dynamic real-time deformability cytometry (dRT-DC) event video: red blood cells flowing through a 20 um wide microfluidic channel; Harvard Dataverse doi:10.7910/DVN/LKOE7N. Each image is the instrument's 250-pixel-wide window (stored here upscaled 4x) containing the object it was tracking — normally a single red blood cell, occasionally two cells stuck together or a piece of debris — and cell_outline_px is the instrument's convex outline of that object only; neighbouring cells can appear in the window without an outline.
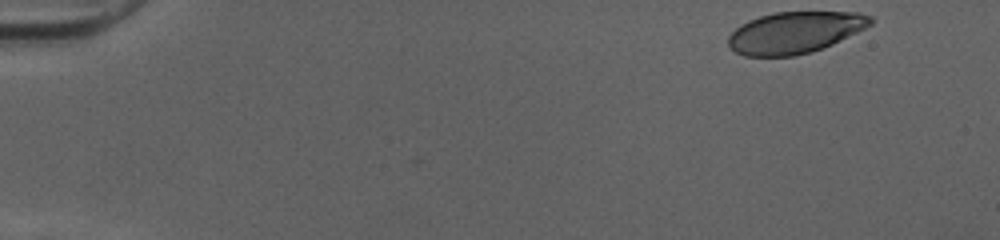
{"species": "human", "species_latin": "Homo sapiens", "temperature_condition": "cold", "stored_images_in_passage": 9, "camera_frame_rate_fps": 3000, "um_per_image_px": 0.085, "donor": {"sex": "female"}, "frame": {"image": 1, "passage_image": 1, "time_ms": 0.0, "image_size_px": [1000, 240], "cell_outline_px": [[872, 24], [832, 44], [812, 52], [792, 56], [744, 56], [736, 52], [728, 44], [728, 36], [740, 24], [748, 20], [772, 12], [860, 12], [872, 16]], "centroid_in_image_um": [67.54, 2.75], "position_along_channel_um": 17.5, "area_um2": 34.39}}